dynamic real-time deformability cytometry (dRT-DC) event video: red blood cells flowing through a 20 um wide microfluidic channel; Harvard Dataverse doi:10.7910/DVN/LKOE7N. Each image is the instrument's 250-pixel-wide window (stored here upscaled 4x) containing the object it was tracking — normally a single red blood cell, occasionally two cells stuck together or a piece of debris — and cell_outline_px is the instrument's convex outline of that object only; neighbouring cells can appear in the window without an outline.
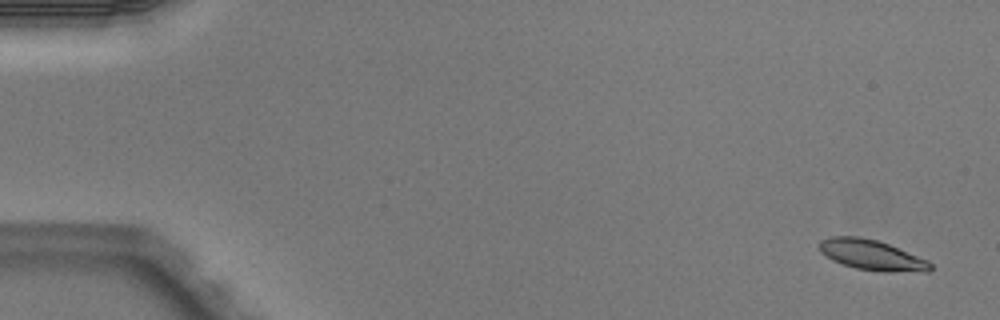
{"species": "Egyptian fruit bat (a non-hibernating species)", "species_latin": "Rousettus aegyptiacus", "temperature_condition": "warm", "stored_images_in_passage": 6, "camera_frame_rate_fps": 3000, "um_per_image_px": 0.085, "animal": {"sex": "male"}, "frame": {"image": 1, "passage_image": 1, "time_ms": 0.0, "image_size_px": [1000, 320], "cell_outline_px": [[932, 268], [928, 272], [880, 272], [856, 268], [832, 260], [824, 256], [820, 252], [820, 240], [832, 236], [860, 236], [876, 240], [888, 244], [928, 260], [932, 264]], "centroid_in_image_um": [74.11, 21.69], "position_along_channel_um": 10.9, "area_um2": 19.71}}
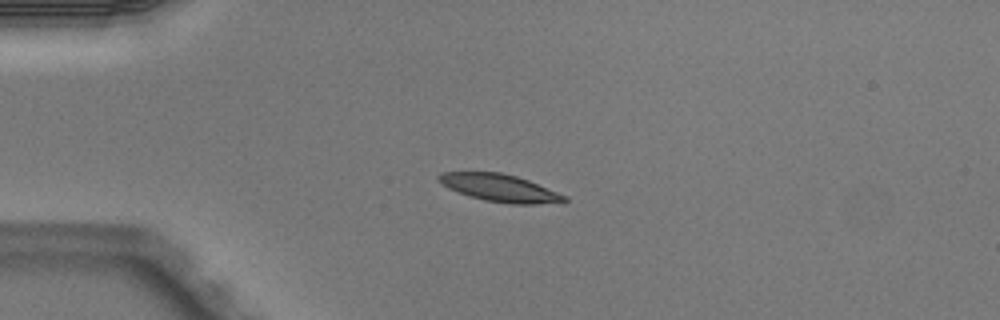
{"frame": {"image": 2, "passage_image": 4, "time_ms": 1.0, "image_size_px": [1000, 320], "cell_outline_px": [[568, 200], [564, 204], [508, 204], [484, 200], [468, 196], [448, 188], [436, 180], [436, 176], [440, 172], [500, 172], [516, 176], [528, 180], [568, 196]], "centroid_in_image_um": [42.52, 15.99], "position_along_channel_um": 42.5, "area_um2": 20.52}}
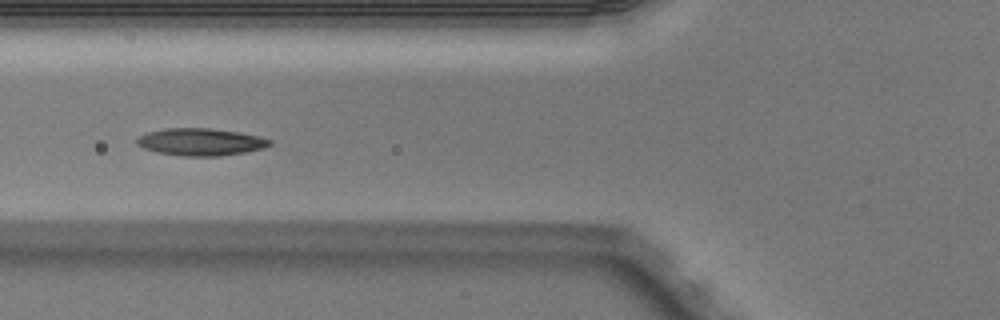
{"frame": {"image": 3, "passage_image": 6, "time_ms": 1.667, "image_size_px": [1000, 320], "cell_outline_px": [[272, 144], [264, 148], [244, 152], [220, 156], [180, 156], [156, 152], [144, 148], [136, 144], [136, 140], [140, 136], [148, 132], [164, 128], [208, 128], [236, 132], [256, 136], [272, 140]], "centroid_in_image_um": [17.02, 12.07], "position_along_channel_um": 108.8, "area_um2": 20.98}}